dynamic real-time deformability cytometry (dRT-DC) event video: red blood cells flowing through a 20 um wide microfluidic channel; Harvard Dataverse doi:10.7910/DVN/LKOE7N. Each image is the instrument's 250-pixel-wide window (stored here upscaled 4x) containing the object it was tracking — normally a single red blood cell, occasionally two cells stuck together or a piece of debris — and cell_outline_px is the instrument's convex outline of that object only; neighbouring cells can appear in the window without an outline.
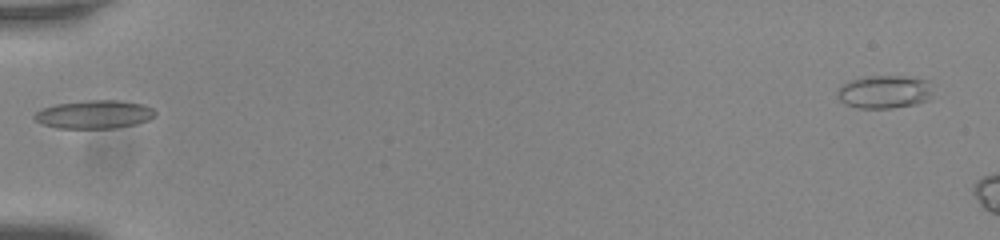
{"species": "common noctule bat (a hibernating species)", "species_latin": "Nyctalus noctula", "temperature_condition": "room temperature", "stored_images_in_passage": 36, "camera_frame_rate_fps": 3000, "um_per_image_px": 0.085, "animal": {"sex": "male", "body_mass_g": 20.0, "forearm_length_mm": 53.3}, "frame": {"image": 1, "passage_image": 1, "time_ms": 0.0, "image_size_px": [1000, 240], "cell_outline_px": [[156, 116], [148, 120], [136, 124], [112, 128], [56, 128], [44, 124], [36, 120], [32, 116], [40, 108], [56, 104], [88, 100], [120, 100], [144, 104], [152, 108], [156, 112]], "centroid_in_image_um": [8.03, 9.71], "position_along_channel_um": 77.0, "area_um2": 20.0}}
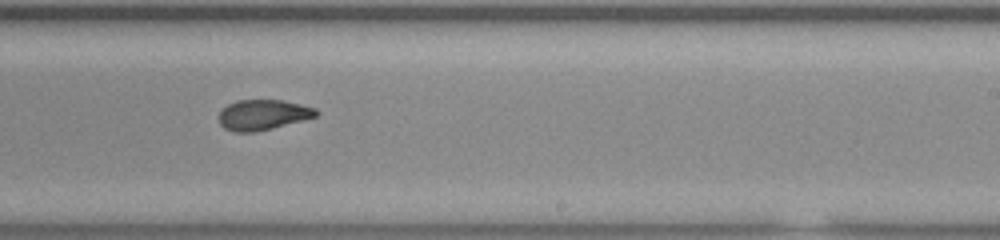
{"frame": {"image": 2, "passage_image": 16, "time_ms": 5.0, "image_size_px": [1000, 240], "cell_outline_px": [[320, 112], [316, 116], [304, 120], [272, 128], [252, 132], [232, 132], [224, 128], [220, 124], [220, 112], [228, 104], [236, 100], [280, 100], [300, 104], [316, 108]], "centroid_in_image_um": [22.36, 9.76], "position_along_channel_um": 266.6, "area_um2": 17.11}}
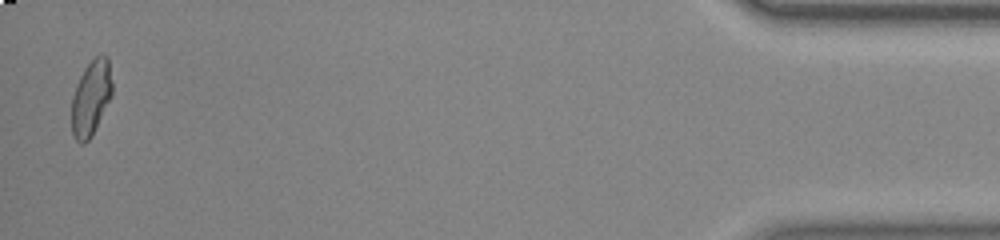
{"frame": {"image": 3, "passage_image": 35, "time_ms": 11.333, "image_size_px": [1000, 240], "cell_outline_px": [[112, 96], [92, 136], [84, 144], [80, 144], [72, 136], [72, 96], [76, 84], [84, 68], [100, 52], [108, 56], [112, 84]], "centroid_in_image_um": [7.74, 8.32], "position_along_channel_um": 427.5, "area_um2": 18.03}, "authors_computed_cell_mechanics": {"area_um2": 17.7735, "velocity_mm_per_s": 3.7962, "shape_relaxation_time_tau1_ms": 8.6731, "shape_relaxation_time_tau2_ms": 1.7698, "deformation_change_tau1": 0.235, "deformation_change_tau2": 0.0707}}